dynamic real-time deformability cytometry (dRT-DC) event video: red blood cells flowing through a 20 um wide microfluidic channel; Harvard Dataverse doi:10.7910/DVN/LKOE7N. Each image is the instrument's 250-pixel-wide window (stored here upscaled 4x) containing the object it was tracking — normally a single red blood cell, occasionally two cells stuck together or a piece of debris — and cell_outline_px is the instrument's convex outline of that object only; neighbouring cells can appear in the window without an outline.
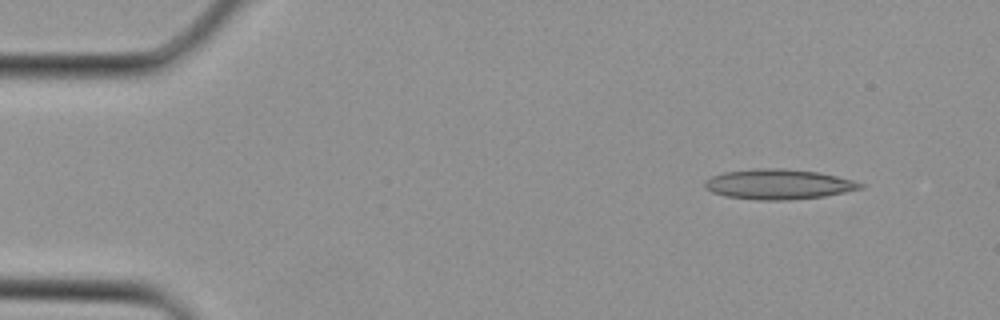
{"species": "Egyptian fruit bat (a non-hibernating species)", "species_latin": "Rousettus aegyptiacus", "temperature_condition": "cold", "stored_images_in_passage": 3, "camera_frame_rate_fps": 3000, "um_per_image_px": 0.085, "animal": {"sex": "female"}, "frame": {"image": 1, "passage_image": 3, "time_ms": 0.667, "image_size_px": [1000, 320], "cell_outline_px": [[864, 188], [824, 196], [784, 200], [756, 200], [724, 196], [712, 192], [704, 188], [704, 180], [712, 176], [724, 172], [760, 168], [784, 168], [816, 172], [836, 176], [852, 180], [864, 184]], "centroid_in_image_um": [66.13, 15.66], "position_along_channel_um": 18.9, "area_um2": 27.22}}